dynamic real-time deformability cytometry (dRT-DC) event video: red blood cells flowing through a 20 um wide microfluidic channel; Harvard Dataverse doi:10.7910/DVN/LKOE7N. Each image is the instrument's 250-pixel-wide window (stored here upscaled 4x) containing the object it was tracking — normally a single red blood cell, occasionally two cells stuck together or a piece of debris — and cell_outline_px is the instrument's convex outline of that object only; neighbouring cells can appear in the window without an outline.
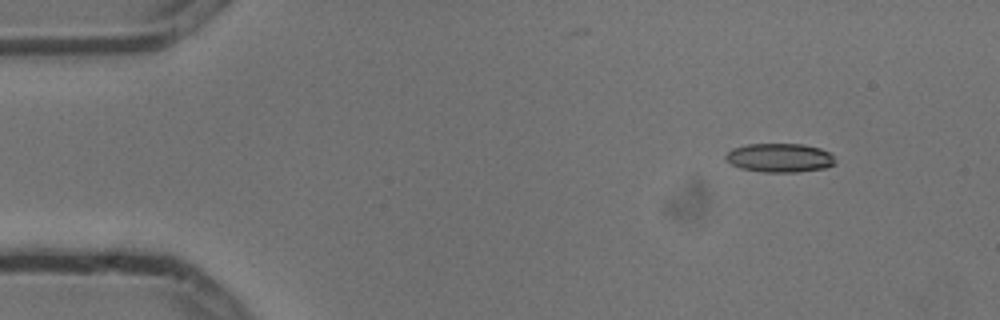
{"species": "common noctule bat (a hibernating species)", "species_latin": "Nyctalus noctula", "temperature_condition": "cold", "stored_images_in_passage": 4, "camera_frame_rate_fps": 3000, "um_per_image_px": 0.085, "animal": {"sex": "male", "body_mass_g": 13.3}, "frame": {"image": 1, "passage_image": 1, "time_ms": 0.0, "image_size_px": [1000, 320], "cell_outline_px": [[836, 164], [824, 168], [796, 172], [764, 172], [740, 168], [732, 164], [724, 156], [732, 148], [748, 144], [804, 144], [820, 148], [828, 152], [836, 160]], "centroid_in_image_um": [66.29, 13.41], "position_along_channel_um": 18.7, "area_um2": 18.38}}
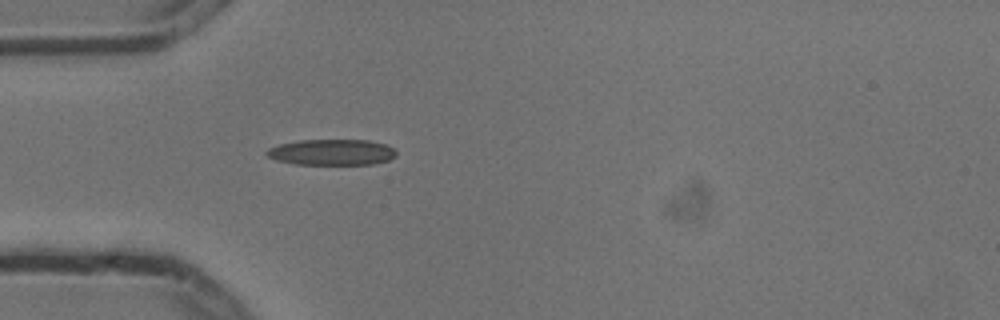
{"frame": {"image": 2, "passage_image": 4, "time_ms": 1.0, "image_size_px": [1000, 320], "cell_outline_px": [[396, 156], [388, 160], [372, 164], [296, 164], [276, 160], [268, 156], [264, 152], [268, 148], [280, 144], [300, 140], [368, 140], [384, 144], [392, 148], [396, 152]], "centroid_in_image_um": [28.18, 12.94], "position_along_channel_um": 56.8, "area_um2": 19.42}}